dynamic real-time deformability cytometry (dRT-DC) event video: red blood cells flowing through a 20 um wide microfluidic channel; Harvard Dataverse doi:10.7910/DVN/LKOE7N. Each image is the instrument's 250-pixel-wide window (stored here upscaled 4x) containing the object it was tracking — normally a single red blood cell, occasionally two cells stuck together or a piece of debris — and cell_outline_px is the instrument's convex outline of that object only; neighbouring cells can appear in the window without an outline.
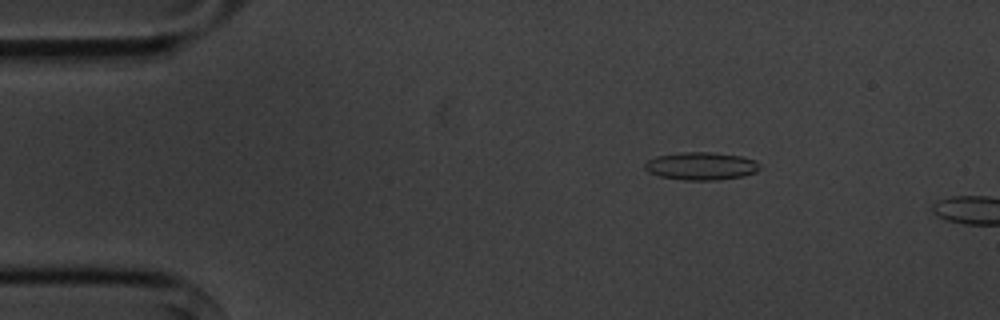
{"species": "common noctule bat (a hibernating species)", "species_latin": "Nyctalus noctula", "temperature_condition": "cold", "stored_images_in_passage": 4, "camera_frame_rate_fps": 3000, "um_per_image_px": 0.085, "animal": {"sex": "male", "body_mass_g": 20.1, "forearm_length_mm": 53.5}, "frame": {"image": 1, "passage_image": 3, "time_ms": 2.333, "image_size_px": [1000, 320], "cell_outline_px": [[760, 168], [756, 172], [744, 176], [720, 180], [684, 180], [660, 176], [648, 172], [644, 168], [644, 164], [648, 160], [656, 156], [680, 152], [712, 152], [740, 156], [756, 160], [760, 164]], "centroid_in_image_um": [59.61, 14.11], "position_along_channel_um": 25.4, "area_um2": 18.79}}